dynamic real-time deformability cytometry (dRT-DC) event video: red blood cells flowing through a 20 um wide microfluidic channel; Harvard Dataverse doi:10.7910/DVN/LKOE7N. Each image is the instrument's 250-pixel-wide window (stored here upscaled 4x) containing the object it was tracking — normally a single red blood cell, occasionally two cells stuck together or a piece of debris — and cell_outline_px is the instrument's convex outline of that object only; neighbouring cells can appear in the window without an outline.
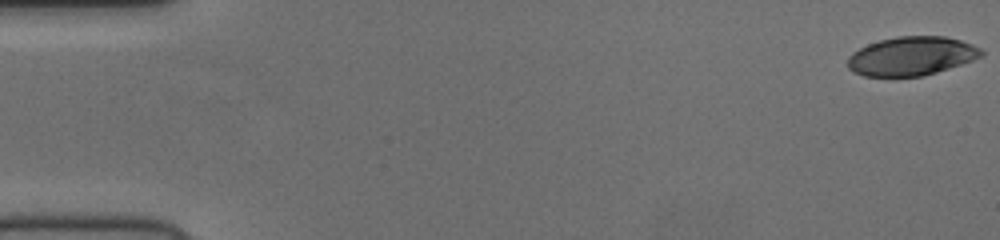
{"species": "human", "species_latin": "Homo sapiens", "temperature_condition": "cold", "stored_images_in_passage": 53, "camera_frame_rate_fps": 3000, "um_per_image_px": 0.085, "donor": {"sex": "female"}, "frame": {"image": 1, "passage_image": 1, "time_ms": 0.0, "image_size_px": [1000, 240], "cell_outline_px": [[984, 56], [936, 72], [920, 76], [864, 76], [848, 68], [848, 56], [852, 52], [868, 44], [880, 40], [896, 36], [944, 36], [960, 40], [972, 44], [980, 48], [984, 52]], "centroid_in_image_um": [77.48, 4.75], "position_along_channel_um": 7.5, "area_um2": 30.06}}
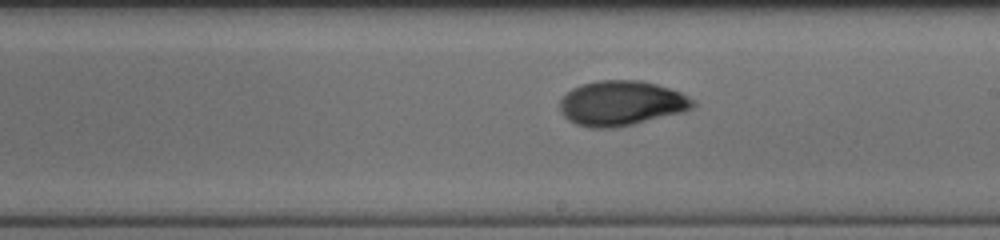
{"frame": {"image": 2, "passage_image": 31, "time_ms": 10.0, "image_size_px": [1000, 240], "cell_outline_px": [[696, 104], [692, 108], [684, 112], [616, 128], [588, 128], [576, 124], [568, 120], [560, 112], [560, 100], [572, 88], [580, 84], [596, 80], [640, 80], [656, 84], [680, 92], [696, 100]], "centroid_in_image_um": [52.81, 8.78], "position_along_channel_um": 236.2, "area_um2": 35.08}}
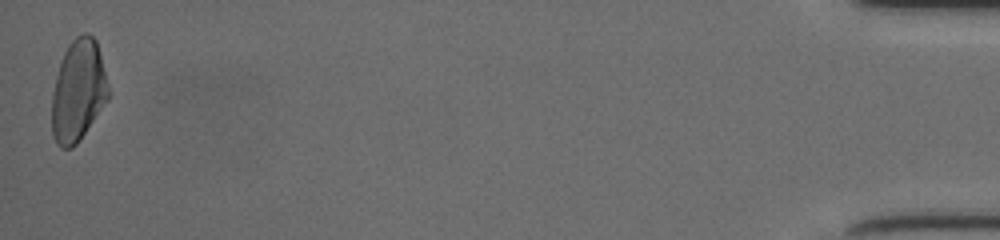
{"frame": {"image": 3, "passage_image": 53, "time_ms": 17.333, "image_size_px": [1000, 240], "cell_outline_px": [[112, 92], [108, 100], [76, 144], [72, 148], [60, 148], [56, 144], [52, 132], [52, 92], [60, 60], [68, 44], [76, 36], [84, 32], [88, 32], [96, 40]], "centroid_in_image_um": [6.66, 7.69], "position_along_channel_um": 428.5, "area_um2": 33.93}}